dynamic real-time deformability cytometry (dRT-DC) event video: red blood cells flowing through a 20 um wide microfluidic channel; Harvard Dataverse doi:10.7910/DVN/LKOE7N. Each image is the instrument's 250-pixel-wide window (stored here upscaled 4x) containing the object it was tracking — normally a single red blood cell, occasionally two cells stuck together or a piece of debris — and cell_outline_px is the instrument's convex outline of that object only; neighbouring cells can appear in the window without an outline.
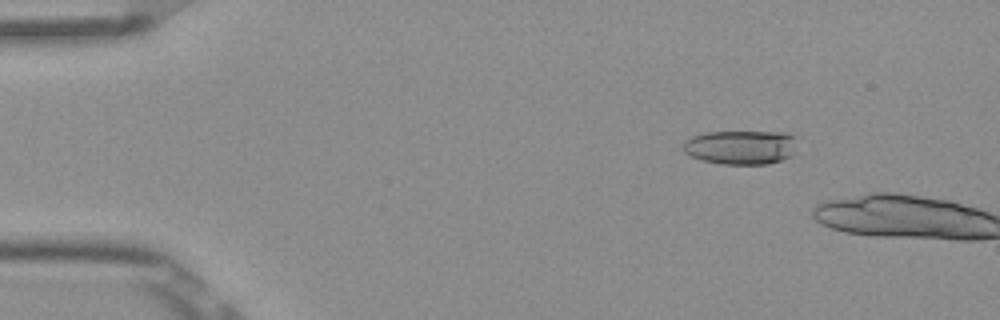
{"species": "Egyptian fruit bat (a non-hibernating species)", "species_latin": "Rousettus aegyptiacus", "temperature_condition": "room temperature", "stored_images_in_passage": 9, "camera_frame_rate_fps": 3000, "um_per_image_px": 0.085, "frame": {"image": 1, "passage_image": 7, "time_ms": 2.0, "image_size_px": [1000, 320], "cell_outline_px": [[796, 136], [792, 156], [768, 164], [720, 164], [704, 160], [692, 156], [684, 152], [684, 144], [692, 136], [704, 132], [788, 132]], "centroid_in_image_um": [63.0, 12.51], "position_along_channel_um": 22.0, "area_um2": 22.6}}